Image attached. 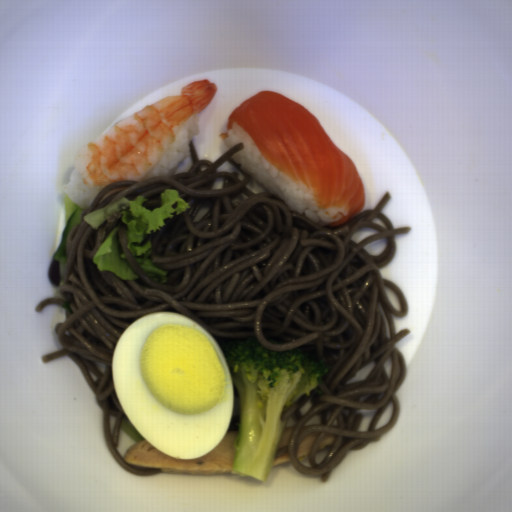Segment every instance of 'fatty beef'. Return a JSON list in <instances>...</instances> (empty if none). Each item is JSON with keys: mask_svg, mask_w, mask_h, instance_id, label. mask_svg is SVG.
Returning a JSON list of instances; mask_svg holds the SVG:
<instances>
[{"mask_svg": "<svg viewBox=\"0 0 512 512\" xmlns=\"http://www.w3.org/2000/svg\"><path fill=\"white\" fill-rule=\"evenodd\" d=\"M237 437L238 430H227L213 450L194 460L176 459L145 439L129 446L122 459L131 466L160 469L159 472L162 473L233 474Z\"/></svg>", "mask_w": 512, "mask_h": 512, "instance_id": "1", "label": "fatty beef"}, {"mask_svg": "<svg viewBox=\"0 0 512 512\" xmlns=\"http://www.w3.org/2000/svg\"><path fill=\"white\" fill-rule=\"evenodd\" d=\"M293 427H284L281 437L278 442V446L276 449V453H275V456L273 459L272 466L287 463L288 461L291 460L288 442H289Z\"/></svg>", "mask_w": 512, "mask_h": 512, "instance_id": "2", "label": "fatty beef"}, {"mask_svg": "<svg viewBox=\"0 0 512 512\" xmlns=\"http://www.w3.org/2000/svg\"><path fill=\"white\" fill-rule=\"evenodd\" d=\"M318 433H310L306 437L302 439L298 448H297V458L298 460L307 458L311 455L314 444L318 438Z\"/></svg>", "mask_w": 512, "mask_h": 512, "instance_id": "3", "label": "fatty beef"}, {"mask_svg": "<svg viewBox=\"0 0 512 512\" xmlns=\"http://www.w3.org/2000/svg\"><path fill=\"white\" fill-rule=\"evenodd\" d=\"M337 434H325L317 448V454L326 451L335 444Z\"/></svg>", "mask_w": 512, "mask_h": 512, "instance_id": "4", "label": "fatty beef"}]
</instances>
